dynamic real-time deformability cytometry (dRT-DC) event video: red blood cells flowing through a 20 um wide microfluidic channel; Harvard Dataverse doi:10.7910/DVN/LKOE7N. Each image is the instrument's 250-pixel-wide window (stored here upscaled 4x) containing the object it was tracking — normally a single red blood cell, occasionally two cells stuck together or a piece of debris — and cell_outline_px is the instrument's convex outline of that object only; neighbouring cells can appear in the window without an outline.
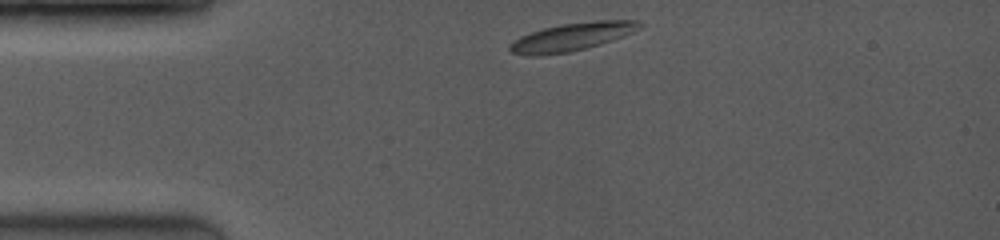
{"species": "common noctule bat (a hibernating species)", "species_latin": "Nyctalus noctula", "temperature_condition": "room temperature", "stored_images_in_passage": 31, "camera_frame_rate_fps": 3500, "um_per_image_px": 0.085, "animal": {"sex": "female", "body_mass_g": 19.0, "forearm_length_mm": 53.3}, "frame": {"image": 1, "passage_image": 1, "time_ms": 0.0, "image_size_px": [1000, 240], "cell_outline_px": [[644, 24], [632, 32], [624, 36], [600, 44], [568, 52], [536, 56], [528, 56], [512, 52], [508, 48], [520, 36], [544, 28], [560, 24], [596, 20], [636, 20]], "centroid_in_image_um": [48.63, 3.12], "position_along_channel_um": 36.4, "area_um2": 20.87}}
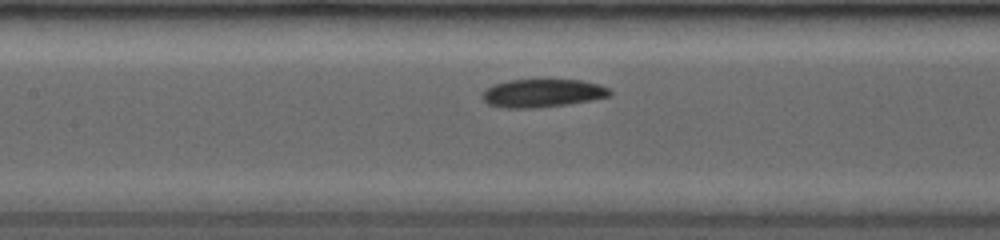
{"frame": {"image": 2, "passage_image": 18, "time_ms": 4.0, "image_size_px": [1000, 240], "cell_outline_px": [[612, 96], [592, 100], [568, 104], [536, 108], [504, 108], [488, 104], [484, 100], [484, 92], [492, 84], [508, 80], [580, 80], [600, 84], [608, 88], [612, 92]], "centroid_in_image_um": [46.15, 7.92], "position_along_channel_um": 161.2, "area_um2": 20.92}}
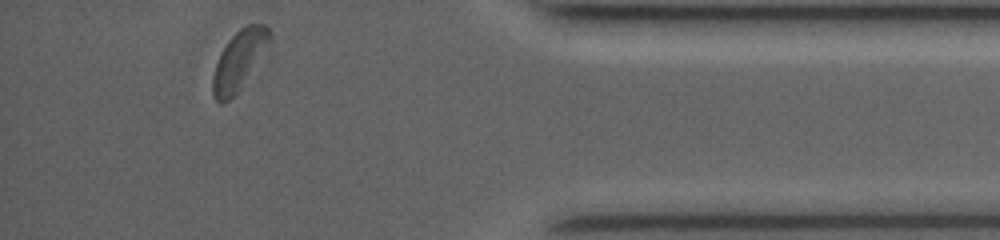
{"frame": {"image": 3, "passage_image": 31, "time_ms": 10.857, "image_size_px": [1000, 240], "cell_outline_px": [[272, 40], [236, 92], [224, 104], [220, 104], [212, 96], [212, 76], [216, 64], [228, 40], [240, 28], [248, 24], [268, 24], [272, 32]], "centroid_in_image_um": [20.33, 5.07], "position_along_channel_um": 414.9, "area_um2": 19.19}, "authors_computed_cell_mechanics": {"area_um2": 20.6924, "velocity_mm_per_s": 4.0144, "shape_relaxation_time_tau1_ms": 1.9615, "shape_relaxation_time_tau2_ms": 2.6283, "deformation_change_tau1": 0.091, "deformation_change_tau2": 0.0584}}